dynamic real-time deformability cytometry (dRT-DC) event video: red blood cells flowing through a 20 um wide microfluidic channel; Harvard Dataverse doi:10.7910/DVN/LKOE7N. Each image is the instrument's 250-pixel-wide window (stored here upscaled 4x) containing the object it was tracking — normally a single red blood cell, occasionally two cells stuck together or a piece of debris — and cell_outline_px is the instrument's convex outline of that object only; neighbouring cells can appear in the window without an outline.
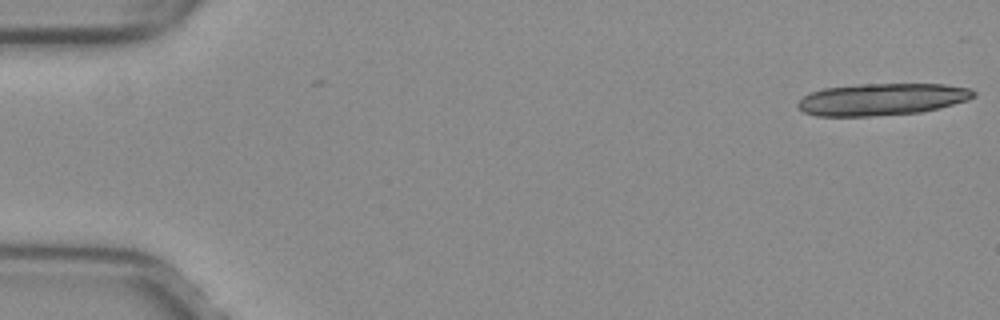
{"species": "common noctule bat (a hibernating species)", "species_latin": "Nyctalus noctula", "temperature_condition": "warm", "stored_images_in_passage": 9, "camera_frame_rate_fps": 3000, "um_per_image_px": 0.085, "animal": {"sex": "female", "body_mass_g": 29.2, "forearm_length_mm": 56.3}, "frame": {"image": 1, "passage_image": 1, "time_ms": 0.0, "image_size_px": [1000, 320], "cell_outline_px": [[976, 96], [968, 100], [940, 108], [920, 112], [872, 116], [816, 116], [804, 112], [796, 104], [804, 96], [812, 92], [824, 88], [860, 84], [944, 84], [972, 88], [976, 92]], "centroid_in_image_um": [75.01, 8.44], "position_along_channel_um": 10.0, "area_um2": 32.83}}